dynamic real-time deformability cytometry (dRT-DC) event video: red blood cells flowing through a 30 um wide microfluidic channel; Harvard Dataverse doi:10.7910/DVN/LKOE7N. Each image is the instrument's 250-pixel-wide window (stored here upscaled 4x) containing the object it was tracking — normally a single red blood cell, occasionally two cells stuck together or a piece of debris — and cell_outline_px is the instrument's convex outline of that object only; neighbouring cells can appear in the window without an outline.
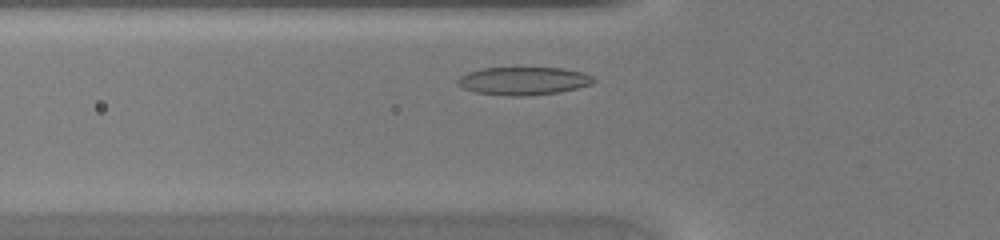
{"species": "common noctule bat (a hibernating species)", "species_latin": "Nyctalus noctula", "temperature_condition": "warm", "stored_images_in_passage": 26, "camera_frame_rate_fps": 3000, "um_per_image_px": 0.085, "animal": {"sex": "female", "body_mass_g": 20.0, "forearm_length_mm": 54.0}, "frame": {"image": 1, "passage_image": 4, "time_ms": 1.0, "image_size_px": [1000, 240], "cell_outline_px": [[596, 80], [592, 84], [560, 92], [528, 96], [512, 96], [476, 92], [464, 88], [456, 80], [460, 76], [468, 72], [480, 68], [560, 68], [580, 72], [592, 76]], "centroid_in_image_um": [44.5, 6.88], "position_along_channel_um": 81.3, "area_um2": 21.96}}
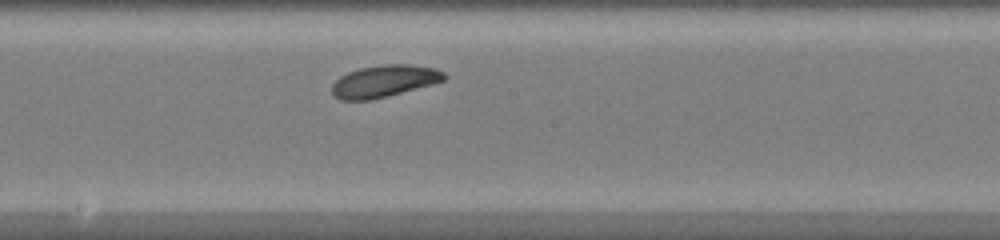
{"frame": {"image": 2, "passage_image": 13, "time_ms": 4.0, "image_size_px": [1000, 240], "cell_outline_px": [[448, 76], [444, 80], [432, 84], [388, 96], [372, 100], [340, 100], [332, 92], [332, 84], [340, 76], [348, 72], [360, 68], [384, 64], [408, 64], [436, 68], [444, 72]], "centroid_in_image_um": [32.67, 6.89], "position_along_channel_um": 215.5, "area_um2": 20.92}}
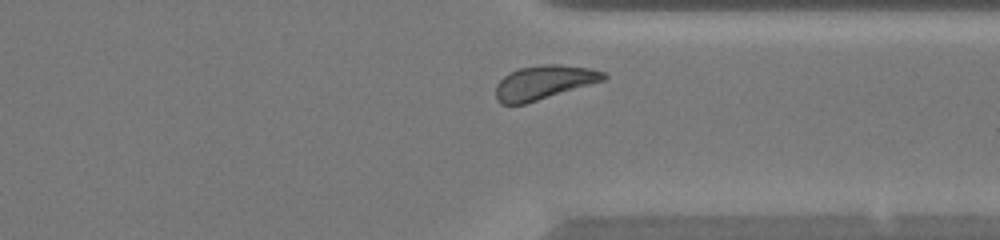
{"frame": {"image": 3, "passage_image": 23, "time_ms": 7.333, "image_size_px": [1000, 240], "cell_outline_px": [[608, 76], [604, 80], [524, 104], [500, 104], [496, 100], [496, 84], [504, 76], [520, 68], [544, 64], [560, 64], [592, 68], [604, 72]], "centroid_in_image_um": [46.23, 7.0], "position_along_channel_um": 365.2, "area_um2": 21.15}}